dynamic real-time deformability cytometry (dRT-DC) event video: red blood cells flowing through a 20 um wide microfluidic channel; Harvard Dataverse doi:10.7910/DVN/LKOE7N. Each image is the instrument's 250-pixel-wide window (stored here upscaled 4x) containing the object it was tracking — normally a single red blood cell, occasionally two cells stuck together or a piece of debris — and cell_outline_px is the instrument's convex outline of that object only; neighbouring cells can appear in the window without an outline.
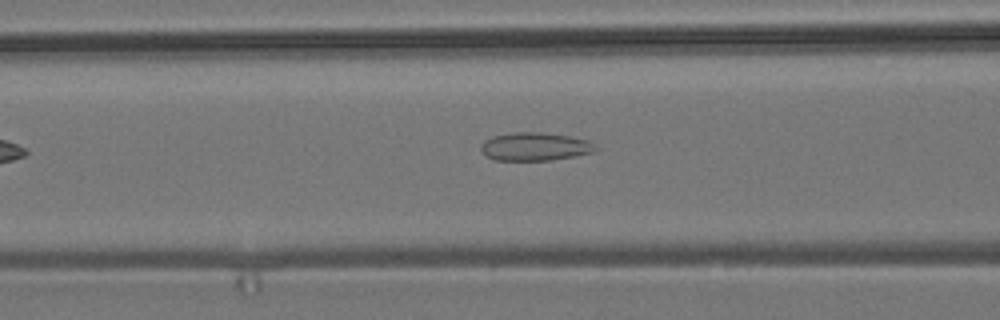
{"species": "common noctule bat (a hibernating species)", "species_latin": "Nyctalus noctula", "temperature_condition": "room temperature", "stored_images_in_passage": 15, "camera_frame_rate_fps": 3000, "um_per_image_px": 0.085, "animal": {"sex": "male", "body_mass_g": 19.2, "forearm_length_mm": 51.8}, "frame": {"image": 1, "passage_image": 5, "time_ms": 1.333, "image_size_px": [1000, 320], "cell_outline_px": [[600, 148], [592, 152], [572, 156], [548, 160], [496, 160], [488, 156], [480, 148], [480, 144], [484, 140], [492, 136], [512, 132], [544, 132], [568, 136], [588, 140], [596, 144]], "centroid_in_image_um": [45.47, 12.44], "position_along_channel_um": 121.1, "area_um2": 18.79}}
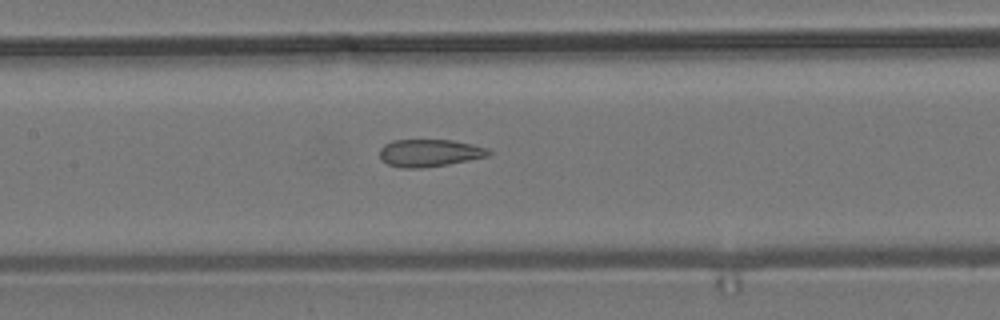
{"frame": {"image": 2, "passage_image": 9, "time_ms": 2.667, "image_size_px": [1000, 320], "cell_outline_px": [[492, 152], [488, 156], [448, 164], [424, 168], [400, 168], [388, 164], [380, 156], [380, 148], [384, 144], [392, 140], [452, 140], [472, 144], [488, 148]], "centroid_in_image_um": [36.51, 13.0], "position_along_channel_um": 170.9, "area_um2": 17.4}}